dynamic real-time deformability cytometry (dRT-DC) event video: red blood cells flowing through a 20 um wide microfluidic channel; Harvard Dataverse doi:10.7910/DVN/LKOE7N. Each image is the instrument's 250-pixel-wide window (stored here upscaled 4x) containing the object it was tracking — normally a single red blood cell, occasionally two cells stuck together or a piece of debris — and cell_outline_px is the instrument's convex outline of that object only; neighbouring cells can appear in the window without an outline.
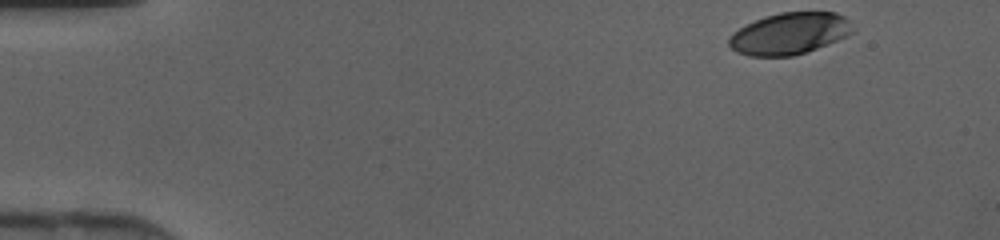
{"species": "human", "species_latin": "Homo sapiens", "temperature_condition": "cold", "stored_images_in_passage": 36, "camera_frame_rate_fps": 3000, "um_per_image_px": 0.085, "donor": {"sex": "female"}, "frame": {"image": 1, "passage_image": 1, "time_ms": 0.0, "image_size_px": [1000, 240], "cell_outline_px": [[852, 32], [848, 36], [816, 48], [792, 56], [748, 56], [736, 52], [728, 44], [728, 36], [732, 32], [764, 16], [780, 12], [836, 12], [844, 16], [848, 20]], "centroid_in_image_um": [67.07, 2.85], "position_along_channel_um": 17.9, "area_um2": 29.88}}
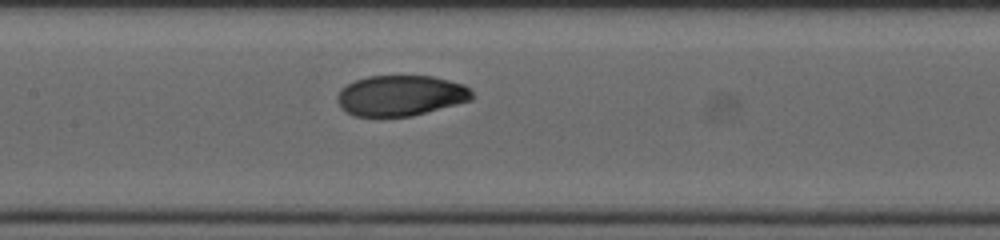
{"frame": {"image": 2, "passage_image": 19, "time_ms": 6.0, "image_size_px": [1000, 240], "cell_outline_px": [[472, 100], [412, 116], [356, 116], [340, 108], [336, 100], [336, 96], [340, 88], [356, 80], [368, 76], [432, 76], [464, 84], [472, 92]], "centroid_in_image_um": [34.03, 8.12], "position_along_channel_um": 173.4, "area_um2": 31.85}}
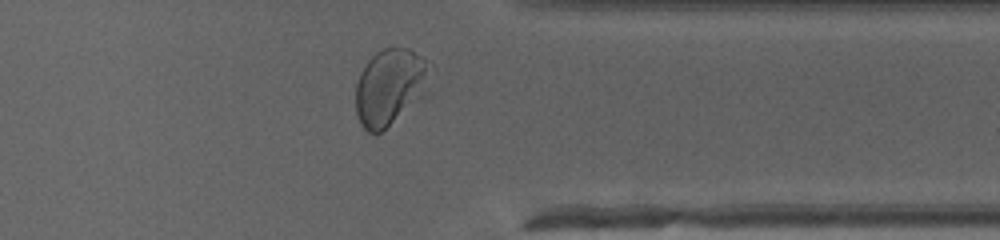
{"frame": {"image": 3, "passage_image": 33, "time_ms": 10.667, "image_size_px": [1000, 240], "cell_outline_px": [[436, 64], [428, 92], [424, 96], [380, 132], [368, 132], [360, 124], [356, 112], [356, 84], [360, 72], [368, 60], [376, 52], [384, 48], [408, 48]], "centroid_in_image_um": [33.24, 7.33], "position_along_channel_um": 378.2, "area_um2": 33.87}}